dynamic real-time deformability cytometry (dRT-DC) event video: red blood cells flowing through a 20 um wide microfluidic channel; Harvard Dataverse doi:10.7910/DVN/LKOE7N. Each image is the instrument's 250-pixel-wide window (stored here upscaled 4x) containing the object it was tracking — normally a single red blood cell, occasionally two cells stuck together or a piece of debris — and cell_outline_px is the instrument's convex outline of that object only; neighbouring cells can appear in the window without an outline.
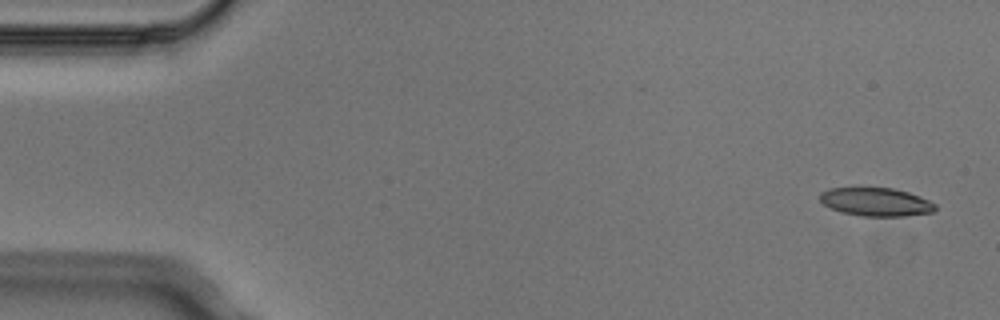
{"species": "Egyptian fruit bat (a non-hibernating species)", "species_latin": "Rousettus aegyptiacus", "temperature_condition": "cold", "stored_images_in_passage": 4, "camera_frame_rate_fps": 3000, "um_per_image_px": 0.085, "animal": {"sex": "male"}, "frame": {"image": 1, "passage_image": 1, "time_ms": 0.0, "image_size_px": [1000, 320], "cell_outline_px": [[936, 208], [932, 212], [904, 216], [860, 216], [840, 212], [824, 204], [820, 200], [820, 192], [828, 188], [892, 188], [908, 192], [920, 196], [936, 204]], "centroid_in_image_um": [74.45, 17.16], "position_along_channel_um": 10.6, "area_um2": 19.02}}
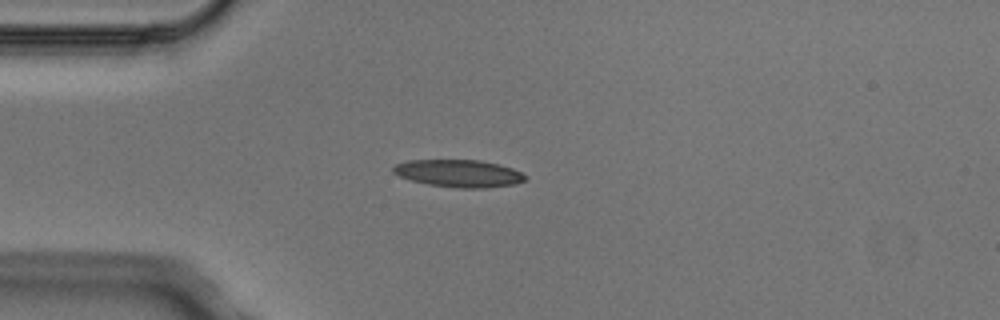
{"frame": {"image": 2, "passage_image": 4, "time_ms": 1.0, "image_size_px": [1000, 320], "cell_outline_px": [[528, 176], [524, 180], [516, 184], [484, 188], [456, 188], [428, 184], [412, 180], [400, 176], [392, 172], [392, 168], [396, 164], [408, 160], [480, 160], [500, 164], [512, 168]], "centroid_in_image_um": [39.02, 14.73], "position_along_channel_um": 46.0, "area_um2": 21.1}}